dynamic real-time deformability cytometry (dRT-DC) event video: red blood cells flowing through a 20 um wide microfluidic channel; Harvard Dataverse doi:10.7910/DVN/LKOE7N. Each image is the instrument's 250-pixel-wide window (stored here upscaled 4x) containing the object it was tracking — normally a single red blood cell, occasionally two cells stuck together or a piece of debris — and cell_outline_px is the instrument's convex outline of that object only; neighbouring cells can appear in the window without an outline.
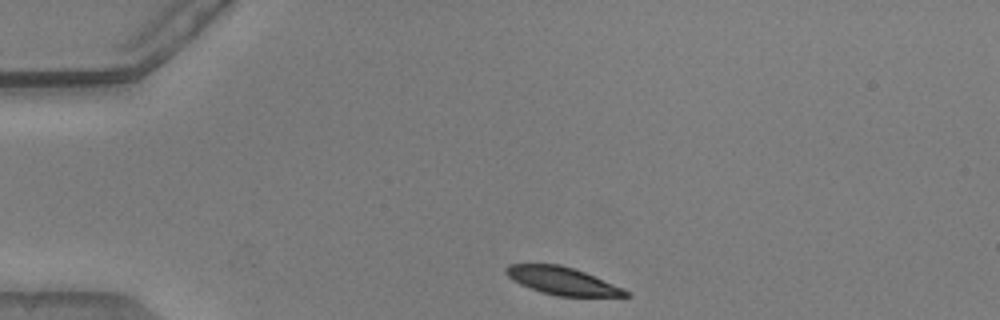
{"species": "common noctule bat (a hibernating species)", "species_latin": "Nyctalus noctula", "temperature_condition": "warm", "stored_images_in_passage": 43, "camera_frame_rate_fps": 3000, "um_per_image_px": 0.085, "animal": {"sex": "male", "body_mass_g": 20.5, "forearm_length_mm": 52.5}, "frame": {"image": 1, "passage_image": 1, "time_ms": 0.0, "image_size_px": [1000, 320], "cell_outline_px": [[632, 296], [556, 296], [540, 292], [520, 284], [512, 280], [504, 272], [504, 268], [508, 264], [560, 264], [576, 268], [624, 288]], "centroid_in_image_um": [47.78, 23.86], "position_along_channel_um": 37.2, "area_um2": 19.48}}
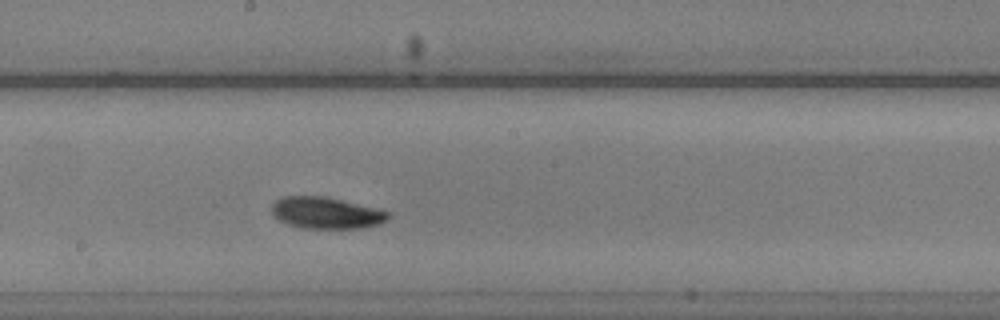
{"frame": {"image": 2, "passage_image": 19, "time_ms": 6.0, "image_size_px": [1000, 320], "cell_outline_px": [[392, 212], [380, 224], [360, 228], [300, 228], [288, 224], [272, 216], [272, 204], [276, 200], [284, 196], [324, 196]], "centroid_in_image_um": [27.68, 18.1], "position_along_channel_um": 220.5, "area_um2": 21.27}}
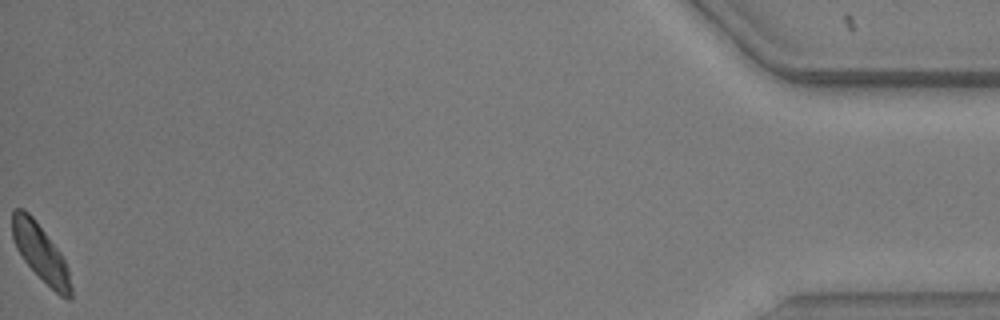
{"frame": {"image": 3, "passage_image": 43, "time_ms": 14.0, "image_size_px": [1000, 320], "cell_outline_px": [[72, 296], [68, 300], [60, 296], [24, 260], [16, 248], [12, 236], [12, 208], [24, 208], [32, 216], [60, 252], [68, 268], [72, 288]], "centroid_in_image_um": [3.44, 21.46], "position_along_channel_um": 431.8, "area_um2": 19.13}, "authors_computed_cell_mechanics": {"area_um2": 20.6924, "velocity_mm_per_s": 3.8053, "shape_relaxation_time_tau1_ms": 1.761, "shape_relaxation_time_tau2_ms": null, "deformation_change_tau1": 0.0841, "deformation_change_tau2": null}}